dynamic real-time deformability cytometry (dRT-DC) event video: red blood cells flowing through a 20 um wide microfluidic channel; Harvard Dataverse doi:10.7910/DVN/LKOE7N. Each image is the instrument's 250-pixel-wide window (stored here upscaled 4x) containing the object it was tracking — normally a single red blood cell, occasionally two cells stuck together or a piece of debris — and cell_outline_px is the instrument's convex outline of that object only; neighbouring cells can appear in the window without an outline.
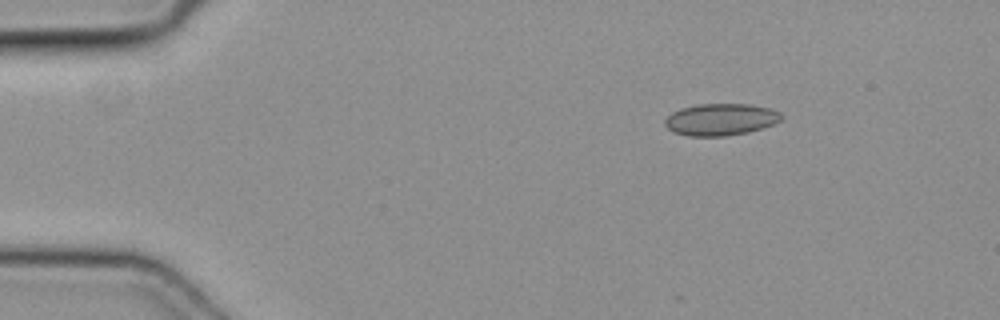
{"species": "common noctule bat (a hibernating species)", "species_latin": "Nyctalus noctula", "temperature_condition": "cold", "stored_images_in_passage": 45, "camera_frame_rate_fps": 3000, "um_per_image_px": 0.085, "animal": {"sex": "female", "body_mass_g": 19.3, "forearm_length_mm": 54.1}, "frame": {"image": 1, "passage_image": 3, "time_ms": 0.667, "image_size_px": [1000, 320], "cell_outline_px": [[784, 116], [780, 120], [772, 124], [748, 132], [724, 136], [688, 136], [676, 132], [668, 128], [664, 124], [664, 120], [672, 112], [680, 108], [696, 104], [748, 104], [768, 108], [780, 112]], "centroid_in_image_um": [61.24, 10.15], "position_along_channel_um": 23.8, "area_um2": 21.5}}
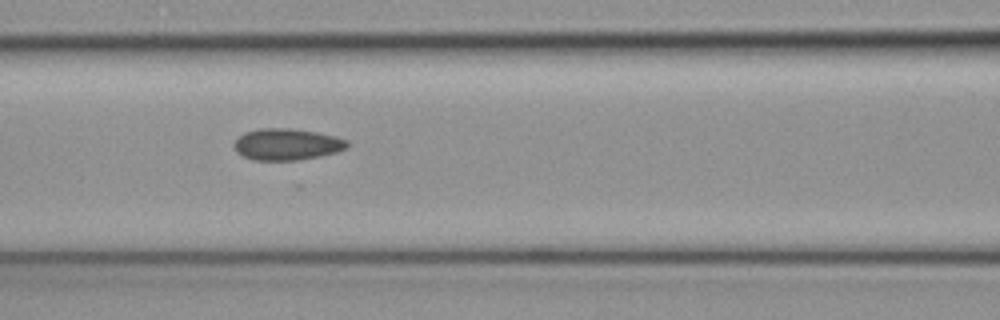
{"frame": {"image": 2, "passage_image": 17, "time_ms": 5.333, "image_size_px": [1000, 320], "cell_outline_px": [[348, 148], [336, 152], [320, 156], [296, 160], [252, 160], [236, 152], [232, 144], [244, 132], [260, 128], [292, 128], [316, 132], [336, 136], [348, 140]], "centroid_in_image_um": [24.38, 12.26], "position_along_channel_um": 142.2, "area_um2": 20.92}}
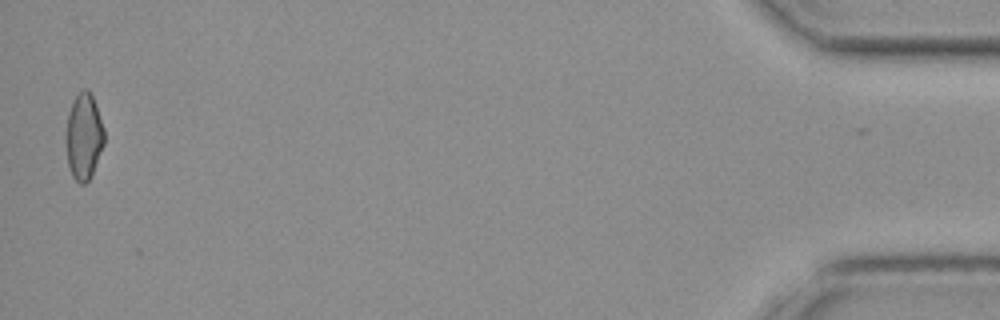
{"frame": {"image": 3, "passage_image": 44, "time_ms": 14.333, "image_size_px": [1000, 320], "cell_outline_px": [[104, 144], [92, 172], [88, 180], [84, 184], [80, 184], [72, 176], [68, 164], [68, 112], [76, 96], [84, 88], [88, 88], [96, 104], [104, 128]], "centroid_in_image_um": [7.16, 11.58], "position_along_channel_um": 428.0, "area_um2": 18.55}}